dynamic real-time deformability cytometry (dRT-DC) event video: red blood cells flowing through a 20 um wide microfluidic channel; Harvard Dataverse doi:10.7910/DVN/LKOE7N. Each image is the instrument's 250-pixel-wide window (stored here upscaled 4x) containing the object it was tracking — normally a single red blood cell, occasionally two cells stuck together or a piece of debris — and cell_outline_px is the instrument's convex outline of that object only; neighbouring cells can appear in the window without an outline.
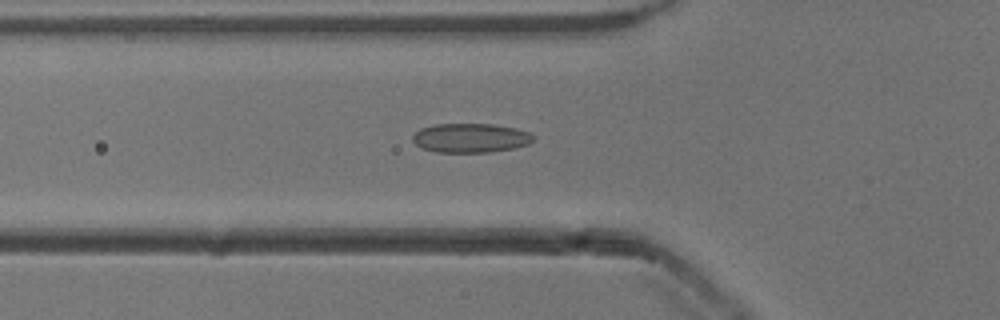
{"species": "common noctule bat (a hibernating species)", "species_latin": "Nyctalus noctula", "temperature_condition": "cold", "stored_images_in_passage": 53, "camera_frame_rate_fps": 3000, "um_per_image_px": 0.085, "animal": {"sex": "male", "body_mass_g": 13.3}, "frame": {"image": 1, "passage_image": 18, "time_ms": 5.667, "image_size_px": [1000, 320], "cell_outline_px": [[536, 136], [528, 144], [512, 148], [492, 152], [436, 152], [420, 148], [412, 140], [412, 136], [420, 128], [436, 124], [492, 124], [516, 128], [528, 132]], "centroid_in_image_um": [39.98, 11.72], "position_along_channel_um": 85.8, "area_um2": 20.58}}
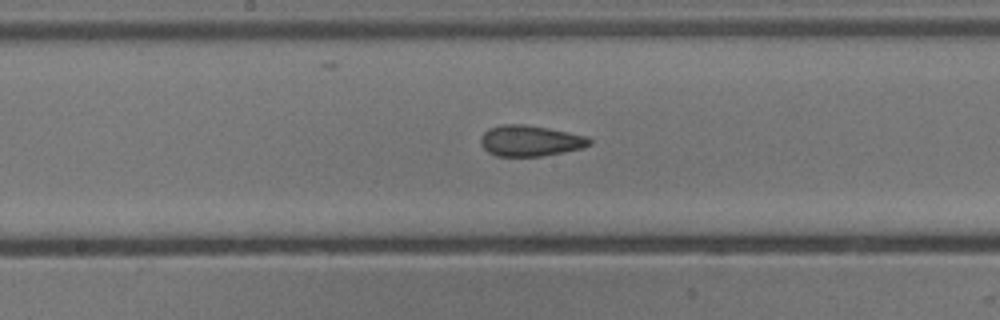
{"frame": {"image": 2, "passage_image": 27, "time_ms": 8.667, "image_size_px": [1000, 320], "cell_outline_px": [[592, 144], [584, 148], [564, 152], [540, 156], [496, 156], [488, 152], [480, 144], [480, 136], [488, 128], [500, 124], [524, 124], [548, 128], [588, 136], [592, 140]], "centroid_in_image_um": [45.07, 11.96], "position_along_channel_um": 203.1, "area_um2": 19.83}}
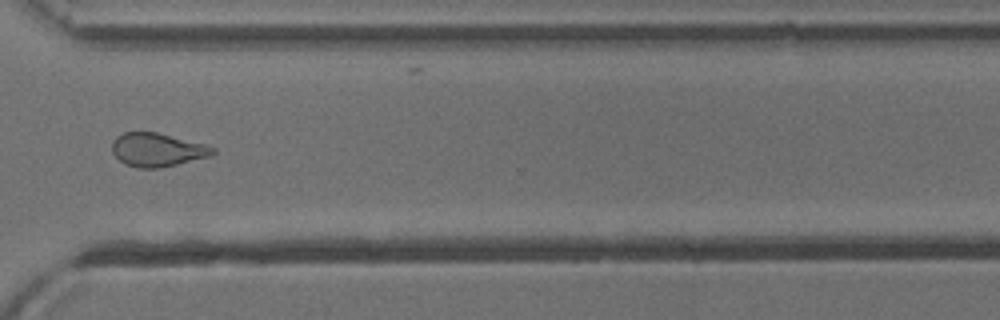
{"frame": {"image": 3, "passage_image": 39, "time_ms": 12.667, "image_size_px": [1000, 320], "cell_outline_px": [[216, 152], [208, 156], [160, 168], [136, 168], [124, 164], [112, 152], [112, 140], [116, 136], [124, 132], [156, 132], [204, 144], [216, 148]], "centroid_in_image_um": [13.32, 12.73], "position_along_channel_um": 357.3, "area_um2": 19.54}}